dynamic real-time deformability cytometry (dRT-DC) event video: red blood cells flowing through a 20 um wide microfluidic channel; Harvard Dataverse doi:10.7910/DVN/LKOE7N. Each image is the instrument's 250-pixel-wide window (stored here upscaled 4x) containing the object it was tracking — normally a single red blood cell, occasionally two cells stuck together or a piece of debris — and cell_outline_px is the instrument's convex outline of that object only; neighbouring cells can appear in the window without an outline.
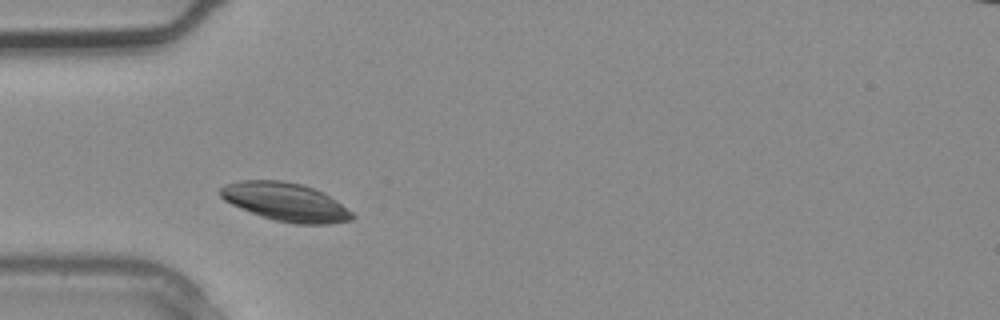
{"species": "common noctule bat (a hibernating species)", "species_latin": "Nyctalus noctula", "temperature_condition": "warm", "stored_images_in_passage": 2, "camera_frame_rate_fps": 3000, "um_per_image_px": 0.085, "animal": {"sex": "male", "body_mass_g": 20.4}, "frame": {"image": 1, "passage_image": 2, "time_ms": 0.333, "image_size_px": [1000, 320], "cell_outline_px": [[356, 216], [352, 220], [328, 224], [296, 224], [276, 220], [260, 216], [232, 204], [224, 200], [220, 196], [220, 188], [228, 184], [240, 180], [280, 180], [300, 184], [324, 192], [336, 200], [352, 212]], "centroid_in_image_um": [24.3, 17.17], "position_along_channel_um": 60.7, "area_um2": 29.3}}